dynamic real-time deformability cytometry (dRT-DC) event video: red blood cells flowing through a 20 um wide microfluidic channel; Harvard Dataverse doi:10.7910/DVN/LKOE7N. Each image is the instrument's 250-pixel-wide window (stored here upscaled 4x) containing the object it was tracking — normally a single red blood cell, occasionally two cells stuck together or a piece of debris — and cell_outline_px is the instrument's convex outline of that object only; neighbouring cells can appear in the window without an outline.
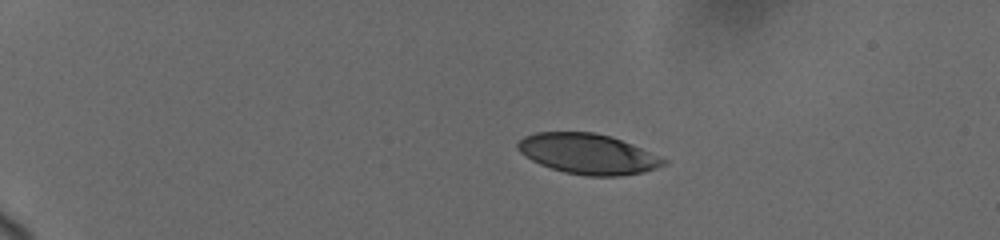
{"species": "human", "species_latin": "Homo sapiens", "temperature_condition": "cold", "stored_images_in_passage": 19, "camera_frame_rate_fps": 3000, "um_per_image_px": 0.085, "donor": {"sex": "female"}, "frame": {"image": 1, "passage_image": 4, "time_ms": 2.667, "image_size_px": [1000, 240], "cell_outline_px": [[668, 164], [644, 172], [620, 176], [588, 176], [564, 172], [540, 164], [532, 160], [520, 152], [516, 148], [516, 144], [524, 136], [536, 132], [592, 132], [612, 136], [632, 144], [668, 160]], "centroid_in_image_um": [49.98, 13.08], "position_along_channel_um": 35.0, "area_um2": 34.28}}
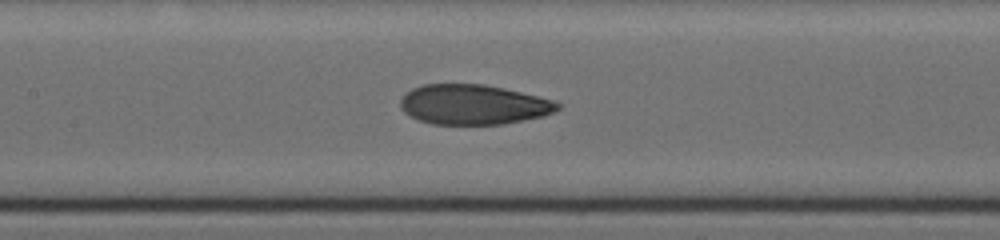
{"frame": {"image": 2, "passage_image": 13, "time_ms": 8.667, "image_size_px": [1000, 240], "cell_outline_px": [[560, 108], [544, 116], [504, 124], [432, 124], [420, 120], [404, 112], [400, 104], [400, 100], [412, 88], [424, 84], [484, 84], [504, 88], [552, 100], [560, 104]], "centroid_in_image_um": [40.24, 8.89], "position_along_channel_um": 167.2, "area_um2": 36.3}}
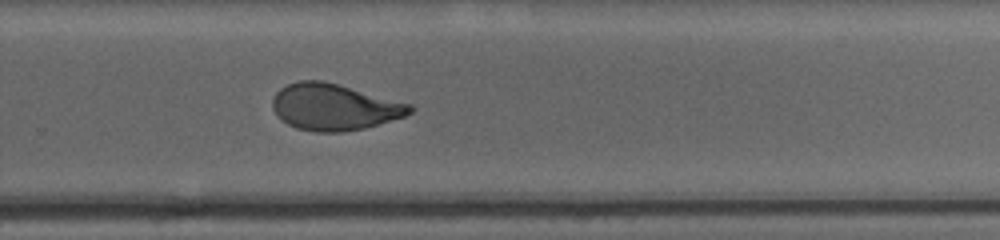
{"frame": {"image": 3, "passage_image": 19, "time_ms": 12.333, "image_size_px": [1000, 240], "cell_outline_px": [[416, 108], [412, 112], [404, 116], [364, 128], [344, 132], [316, 132], [296, 128], [288, 124], [272, 108], [272, 100], [276, 92], [280, 88], [288, 84], [300, 80], [324, 80], [412, 104]], "centroid_in_image_um": [28.42, 9.09], "position_along_channel_um": 301.4, "area_um2": 37.11}}